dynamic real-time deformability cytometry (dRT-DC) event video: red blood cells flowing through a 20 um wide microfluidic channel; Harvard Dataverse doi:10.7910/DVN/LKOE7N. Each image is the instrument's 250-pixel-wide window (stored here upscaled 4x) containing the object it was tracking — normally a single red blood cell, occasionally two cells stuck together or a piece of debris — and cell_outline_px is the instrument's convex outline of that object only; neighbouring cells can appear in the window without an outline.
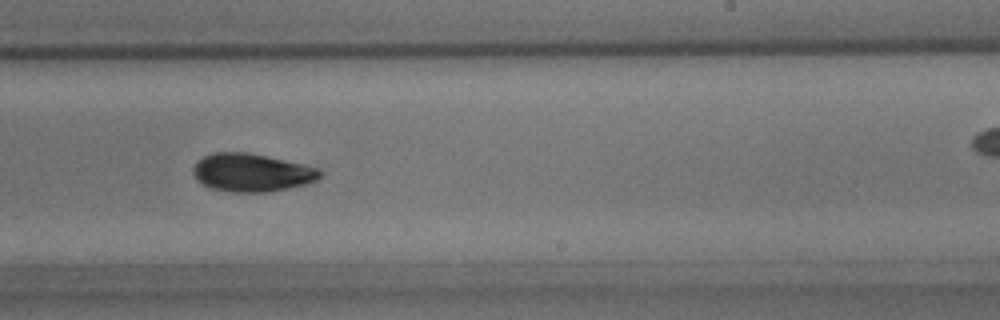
{"species": "common noctule bat (a hibernating species)", "species_latin": "Nyctalus noctula", "temperature_condition": "room temperature", "stored_images_in_passage": 38, "camera_frame_rate_fps": 3000, "um_per_image_px": 0.085, "animal": {"sex": "male", "body_mass_g": 15.6}, "frame": {"image": 1, "passage_image": 17, "time_ms": 5.333, "image_size_px": [1000, 320], "cell_outline_px": [[324, 172], [316, 180], [308, 184], [268, 192], [232, 192], [212, 188], [196, 180], [192, 172], [192, 168], [204, 156], [212, 152], [244, 152], [304, 164], [320, 168]], "centroid_in_image_um": [21.42, 14.67], "position_along_channel_um": 267.6, "area_um2": 28.09}}
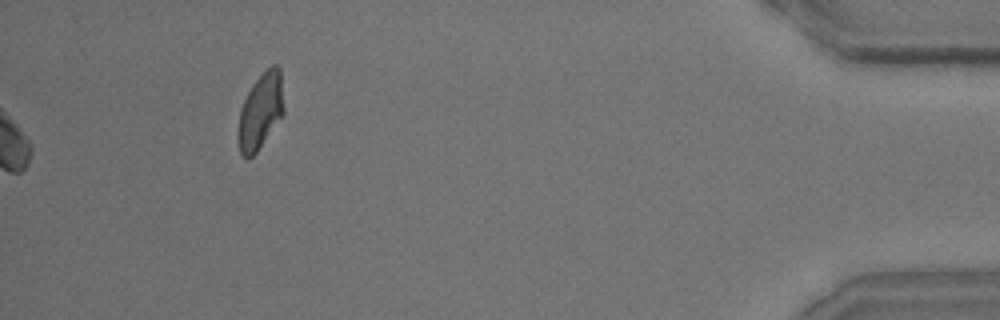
{"frame": {"image": 2, "passage_image": 38, "time_ms": 12.333, "image_size_px": [1000, 320], "cell_outline_px": [[284, 112], [256, 152], [252, 156], [244, 156], [240, 152], [236, 136], [236, 132], [240, 108], [252, 84], [272, 64], [276, 64], [280, 68], [284, 108]], "centroid_in_image_um": [22.12, 9.44], "position_along_channel_um": 413.1, "area_um2": 20.0}, "authors_computed_cell_mechanics": {"area_um2": 27.8018, "velocity_mm_per_s": 3.9113, "shape_relaxation_time_tau1_ms": 2.2507, "shape_relaxation_time_tau2_ms": 5.2615, "deformation_change_tau1": 0.0937, "deformation_change_tau2": 0.0867}}